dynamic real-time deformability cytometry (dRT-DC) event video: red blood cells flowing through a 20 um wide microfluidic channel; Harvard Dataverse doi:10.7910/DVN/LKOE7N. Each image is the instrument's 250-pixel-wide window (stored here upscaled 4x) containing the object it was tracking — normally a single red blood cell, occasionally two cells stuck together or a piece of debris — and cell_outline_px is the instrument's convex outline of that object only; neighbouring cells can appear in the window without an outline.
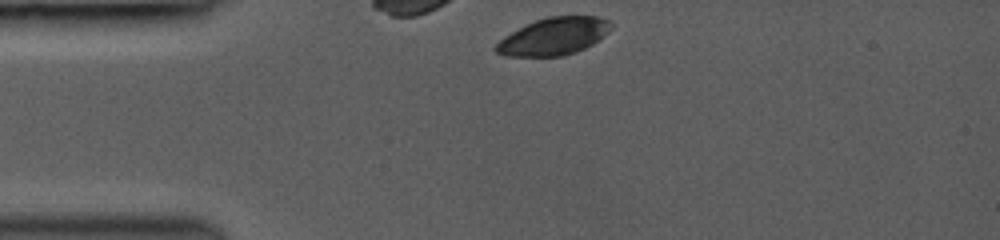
{"species": "common noctule bat (a hibernating species)", "species_latin": "Nyctalus noctula", "temperature_condition": "room temperature", "stored_images_in_passage": 31, "camera_frame_rate_fps": 3000, "um_per_image_px": 0.085, "animal": {"sex": "female", "body_mass_g": 19.0, "forearm_length_mm": 53.3}, "frame": {"image": 1, "passage_image": 1, "time_ms": 0.0, "image_size_px": [1000, 240], "cell_outline_px": [[612, 24], [608, 32], [592, 44], [576, 52], [560, 56], [504, 56], [496, 52], [492, 48], [504, 36], [536, 20], [548, 16], [600, 16], [612, 20]], "centroid_in_image_um": [47.08, 3.08], "position_along_channel_um": 37.9, "area_um2": 24.97}}
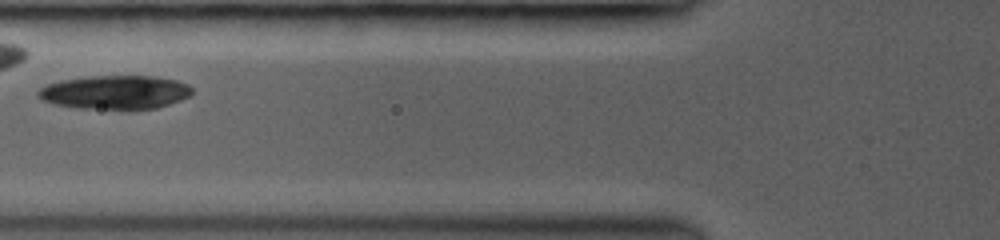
{"frame": {"image": 2, "passage_image": 9, "time_ms": 2.667, "image_size_px": [1000, 240], "cell_outline_px": [[192, 96], [156, 108], [128, 112], [76, 108], [52, 104], [40, 100], [36, 96], [36, 92], [40, 88], [48, 84], [60, 80], [88, 76], [152, 76], [176, 80], [188, 84], [192, 88]], "centroid_in_image_um": [9.76, 7.88], "position_along_channel_um": 116.0, "area_um2": 31.44}}
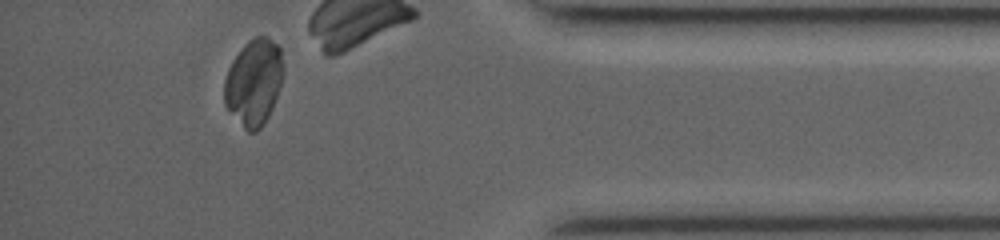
{"frame": {"image": 3, "passage_image": 30, "time_ms": 10.333, "image_size_px": [1000, 240], "cell_outline_px": [[284, 72], [272, 108], [264, 124], [256, 132], [248, 132], [244, 128], [224, 104], [224, 80], [228, 68], [232, 60], [244, 44], [248, 40], [256, 36], [268, 36], [280, 48], [284, 64]], "centroid_in_image_um": [21.57, 6.97], "position_along_channel_um": 413.6, "area_um2": 29.77}}